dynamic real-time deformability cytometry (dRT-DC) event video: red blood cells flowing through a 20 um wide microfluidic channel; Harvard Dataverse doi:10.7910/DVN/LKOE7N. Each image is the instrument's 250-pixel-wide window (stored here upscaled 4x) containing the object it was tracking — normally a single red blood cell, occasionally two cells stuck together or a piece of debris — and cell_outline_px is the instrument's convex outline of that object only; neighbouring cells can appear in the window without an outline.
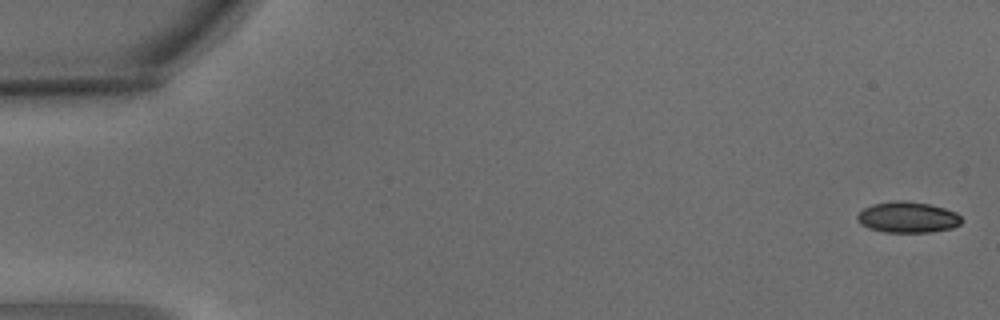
{"species": "common noctule bat (a hibernating species)", "species_latin": "Nyctalus noctula", "temperature_condition": "warm", "stored_images_in_passage": 2, "camera_frame_rate_fps": 3000, "um_per_image_px": 0.085, "animal": {"sex": "male", "body_mass_g": 15.6}, "frame": {"image": 1, "passage_image": 1, "time_ms": 0.0, "image_size_px": [1000, 320], "cell_outline_px": [[964, 220], [960, 224], [952, 228], [932, 232], [884, 232], [868, 228], [860, 224], [856, 216], [864, 208], [872, 204], [892, 200], [904, 200], [928, 204], [944, 208], [956, 212]], "centroid_in_image_um": [77.15, 18.46], "position_along_channel_um": 7.8, "area_um2": 18.96}}